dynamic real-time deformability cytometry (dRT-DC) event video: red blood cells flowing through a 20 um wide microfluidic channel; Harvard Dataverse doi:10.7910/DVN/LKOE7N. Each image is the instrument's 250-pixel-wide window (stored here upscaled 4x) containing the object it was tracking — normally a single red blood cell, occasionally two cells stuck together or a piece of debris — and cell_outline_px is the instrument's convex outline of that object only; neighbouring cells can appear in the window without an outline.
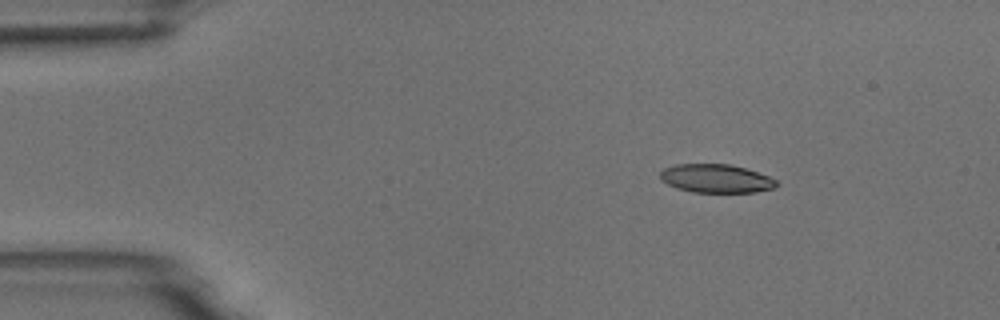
{"species": "common noctule bat (a hibernating species)", "species_latin": "Nyctalus noctula", "temperature_condition": "room temperature", "stored_images_in_passage": 3, "camera_frame_rate_fps": 3000, "um_per_image_px": 0.085, "animal": {"sex": "male", "body_mass_g": 18.8}, "frame": {"image": 1, "passage_image": 1, "time_ms": 0.0, "image_size_px": [1000, 320], "cell_outline_px": [[780, 184], [776, 188], [756, 192], [692, 192], [676, 188], [660, 180], [660, 172], [664, 168], [676, 164], [732, 164], [768, 176], [776, 180]], "centroid_in_image_um": [60.87, 15.18], "position_along_channel_um": 24.1, "area_um2": 19.42}}